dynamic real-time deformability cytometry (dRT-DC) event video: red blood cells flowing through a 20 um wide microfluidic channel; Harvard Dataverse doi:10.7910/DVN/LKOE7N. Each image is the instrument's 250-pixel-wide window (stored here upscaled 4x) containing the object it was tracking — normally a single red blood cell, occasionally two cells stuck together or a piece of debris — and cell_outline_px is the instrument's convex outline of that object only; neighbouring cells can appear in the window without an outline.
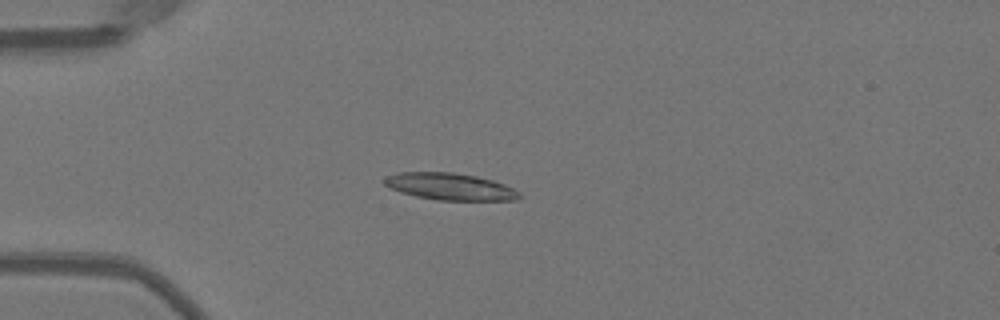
{"species": "Egyptian fruit bat (a non-hibernating species)", "species_latin": "Rousettus aegyptiacus", "temperature_condition": "warm", "stored_images_in_passage": 38, "camera_frame_rate_fps": 3000, "um_per_image_px": 0.085, "animal": {"sex": "female"}, "frame": {"image": 1, "passage_image": 1, "time_ms": 0.0, "image_size_px": [1000, 320], "cell_outline_px": [[524, 196], [520, 200], [436, 200], [416, 196], [400, 192], [384, 184], [384, 176], [396, 172], [452, 172], [476, 176], [492, 180], [504, 184], [520, 192]], "centroid_in_image_um": [38.27, 15.86], "position_along_channel_um": 46.7, "area_um2": 21.33}}
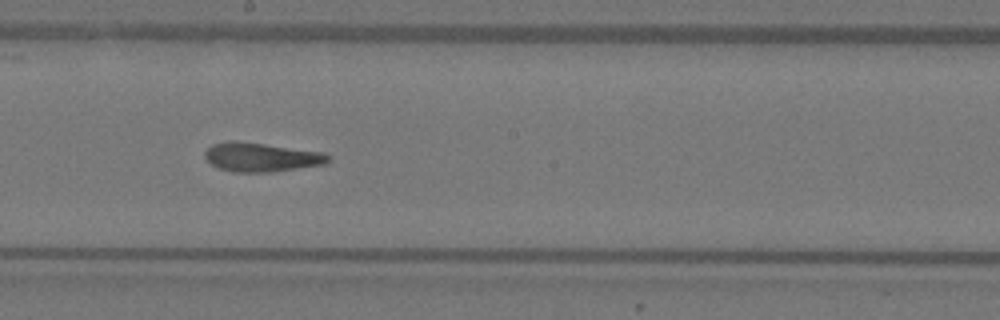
{"frame": {"image": 2, "passage_image": 16, "time_ms": 5.0, "image_size_px": [1000, 320], "cell_outline_px": [[328, 160], [324, 164], [272, 172], [232, 172], [220, 168], [212, 164], [204, 156], [204, 152], [212, 144], [224, 140], [236, 140], [324, 152], [328, 156]], "centroid_in_image_um": [22.16, 13.34], "position_along_channel_um": 226.0, "area_um2": 20.81}}
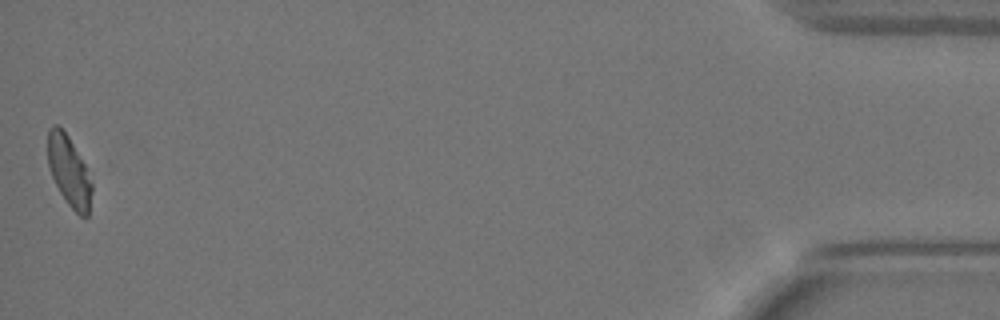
{"frame": {"image": 3, "passage_image": 38, "time_ms": 12.333, "image_size_px": [1000, 320], "cell_outline_px": [[92, 192], [88, 216], [80, 216], [68, 204], [60, 192], [52, 176], [48, 164], [48, 128], [52, 124], [56, 124], [68, 136], [84, 164], [92, 184]], "centroid_in_image_um": [5.86, 14.55], "position_along_channel_um": 429.3, "area_um2": 17.69}, "authors_computed_cell_mechanics": {"area_um2": 20.7502, "velocity_mm_per_s": 3.9846, "shape_relaxation_time_tau1_ms": 4.2256, "shape_relaxation_time_tau2_ms": 4.7443, "deformation_change_tau1": 0.1608, "deformation_change_tau2": 0.1741}}